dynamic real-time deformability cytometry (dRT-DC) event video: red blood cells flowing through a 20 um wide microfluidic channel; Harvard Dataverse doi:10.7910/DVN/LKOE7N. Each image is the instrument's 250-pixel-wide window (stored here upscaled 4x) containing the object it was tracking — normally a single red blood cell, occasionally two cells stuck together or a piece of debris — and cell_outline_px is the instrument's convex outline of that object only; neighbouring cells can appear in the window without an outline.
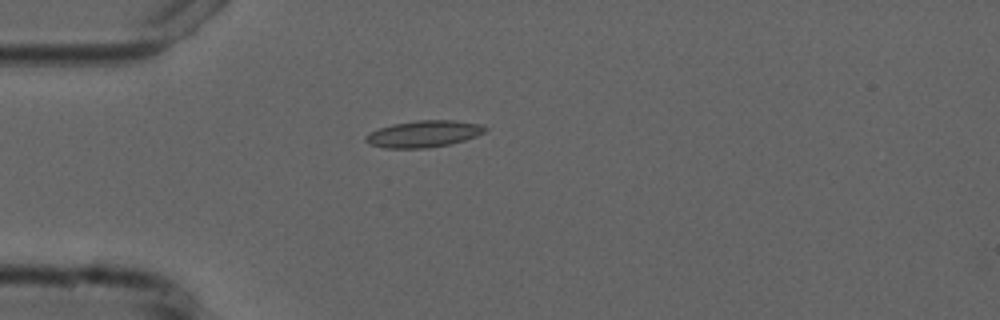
{"species": "common noctule bat (a hibernating species)", "species_latin": "Nyctalus noctula", "temperature_condition": "cold", "stored_images_in_passage": 2, "camera_frame_rate_fps": 3000, "um_per_image_px": 0.085, "animal": {"sex": "male", "forearm_length_mm": 52.5}, "frame": {"image": 1, "passage_image": 1, "time_ms": 0.0, "image_size_px": [1000, 320], "cell_outline_px": [[488, 128], [484, 132], [476, 136], [464, 140], [448, 144], [428, 148], [384, 148], [372, 144], [364, 140], [364, 136], [380, 128], [392, 124], [416, 120], [456, 120], [480, 124]], "centroid_in_image_um": [36.02, 11.37], "position_along_channel_um": 49.0, "area_um2": 18.44}}